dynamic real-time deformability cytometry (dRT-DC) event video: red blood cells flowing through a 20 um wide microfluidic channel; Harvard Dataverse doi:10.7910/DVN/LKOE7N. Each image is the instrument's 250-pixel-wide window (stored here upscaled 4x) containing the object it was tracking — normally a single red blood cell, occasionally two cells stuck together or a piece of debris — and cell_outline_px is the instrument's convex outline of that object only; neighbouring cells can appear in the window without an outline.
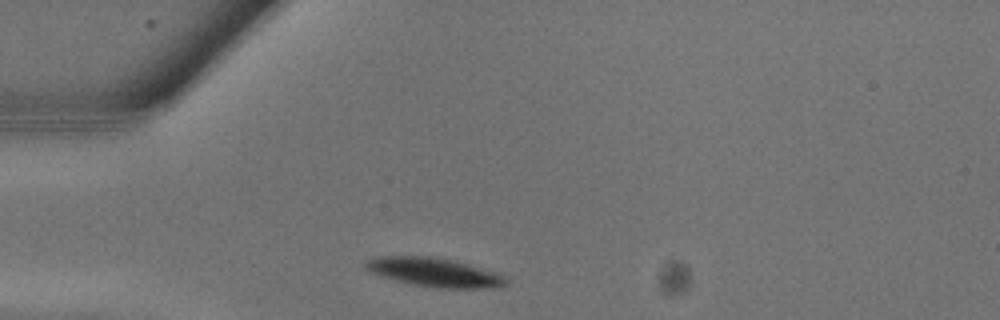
{"species": "common noctule bat (a hibernating species)", "species_latin": "Nyctalus noctula", "temperature_condition": "warm", "stored_images_in_passage": 5, "camera_frame_rate_fps": 3000, "um_per_image_px": 0.085, "animal": {"sex": "male", "body_mass_g": 13.3}, "frame": {"image": 1, "passage_image": 1, "time_ms": 0.0, "image_size_px": [1000, 320], "cell_outline_px": [[508, 280], [504, 284], [488, 288], [440, 288], [416, 284], [396, 280], [372, 272], [364, 264], [364, 260], [380, 256], [432, 256], [456, 260], [500, 272]], "centroid_in_image_um": [36.98, 23.12], "position_along_channel_um": 48.0, "area_um2": 23.52}}
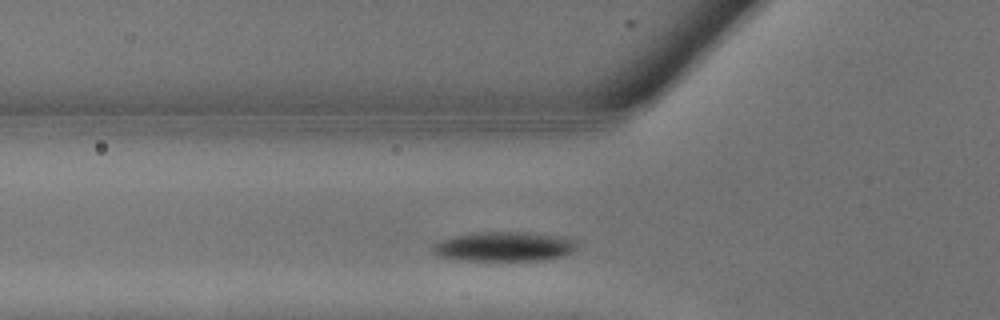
{"frame": {"image": 2, "passage_image": 3, "time_ms": 0.667, "image_size_px": [1000, 320], "cell_outline_px": [[576, 248], [572, 252], [564, 256], [540, 260], [460, 260], [436, 256], [428, 248], [432, 244], [440, 240], [456, 236], [480, 232], [524, 232], [560, 236], [576, 240]], "centroid_in_image_um": [42.8, 20.96], "position_along_channel_um": 83.0, "area_um2": 24.91}}
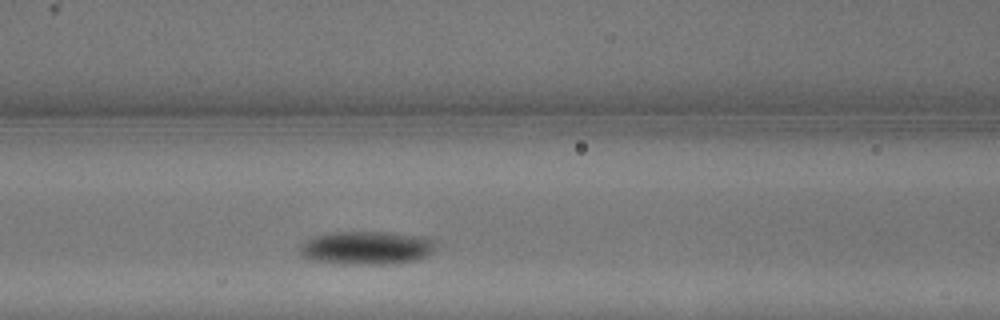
{"frame": {"image": 3, "passage_image": 5, "time_ms": 1.333, "image_size_px": [1000, 320], "cell_outline_px": [[436, 240], [432, 248], [424, 256], [416, 260], [384, 264], [352, 264], [316, 260], [304, 256], [300, 252], [300, 244], [304, 240], [312, 236], [332, 232], [388, 232], [420, 236]], "centroid_in_image_um": [31.11, 21.04], "position_along_channel_um": 135.5, "area_um2": 25.95}}